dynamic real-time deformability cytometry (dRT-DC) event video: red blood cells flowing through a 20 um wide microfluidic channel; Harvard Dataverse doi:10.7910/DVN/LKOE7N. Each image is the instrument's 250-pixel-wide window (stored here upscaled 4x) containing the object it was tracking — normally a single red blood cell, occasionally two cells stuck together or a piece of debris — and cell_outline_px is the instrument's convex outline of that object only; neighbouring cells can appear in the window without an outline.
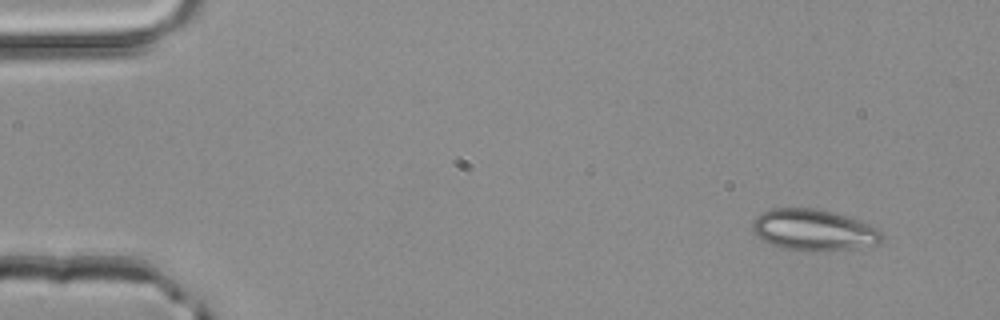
{"species": "common noctule bat (a hibernating species)", "species_latin": "Nyctalus noctula", "temperature_condition": "room temperature", "stored_images_in_passage": 3, "camera_frame_rate_fps": 3000, "um_per_image_px": 0.085, "animal": {"sex": "male", "body_mass_g": 20.4}, "frame": {"image": 1, "passage_image": 1, "time_ms": 0.0, "image_size_px": [1000, 320], "cell_outline_px": [[884, 236], [876, 244], [856, 248], [784, 248], [772, 244], [756, 236], [752, 232], [752, 220], [760, 212], [772, 208], [816, 208], [832, 212], [860, 220], [876, 228]], "centroid_in_image_um": [69.1, 19.49], "position_along_channel_um": 15.9, "area_um2": 30.17}}
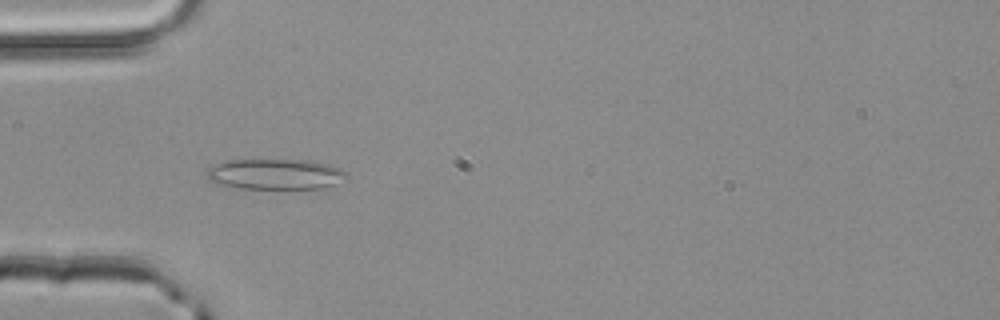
{"frame": {"image": 2, "passage_image": 3, "time_ms": 0.667, "image_size_px": [1000, 320], "cell_outline_px": [[348, 180], [324, 188], [240, 188], [220, 184], [208, 180], [208, 168], [224, 160], [308, 160], [328, 164], [340, 168], [348, 172]], "centroid_in_image_um": [23.48, 14.8], "position_along_channel_um": 61.5, "area_um2": 24.97}}